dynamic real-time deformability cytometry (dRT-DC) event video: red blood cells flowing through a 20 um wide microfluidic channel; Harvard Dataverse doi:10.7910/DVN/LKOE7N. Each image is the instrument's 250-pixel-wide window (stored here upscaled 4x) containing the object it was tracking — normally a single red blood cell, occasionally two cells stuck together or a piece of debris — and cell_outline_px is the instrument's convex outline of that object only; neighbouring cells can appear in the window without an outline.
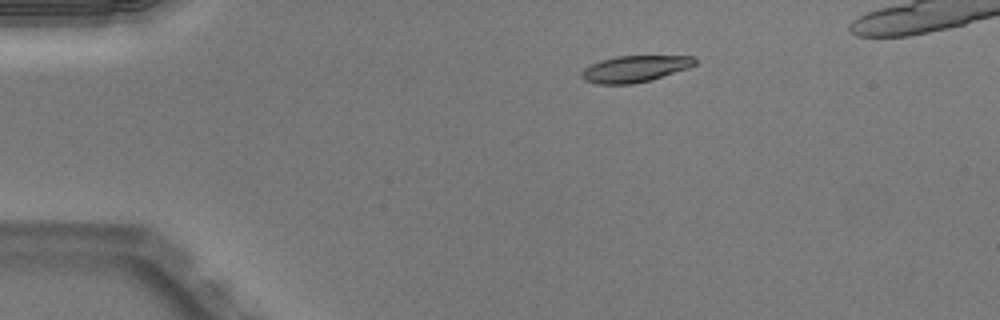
{"species": "Egyptian fruit bat (a non-hibernating species)", "species_latin": "Rousettus aegyptiacus", "temperature_condition": "warm", "stored_images_in_passage": 22, "camera_frame_rate_fps": 3000, "um_per_image_px": 0.085, "animal": {"sex": "male"}, "frame": {"image": 1, "passage_image": 2, "time_ms": 0.333, "image_size_px": [1000, 320], "cell_outline_px": [[696, 64], [688, 68], [648, 80], [632, 84], [596, 84], [584, 80], [580, 76], [580, 72], [584, 68], [600, 60], [616, 56], [692, 56], [696, 60]], "centroid_in_image_um": [53.9, 5.85], "position_along_channel_um": 31.1, "area_um2": 17.34}}
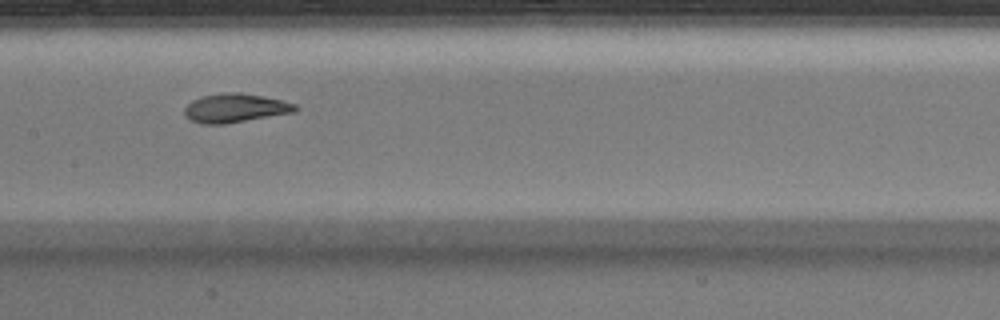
{"frame": {"image": 2, "passage_image": 18, "time_ms": 5.667, "image_size_px": [1000, 320], "cell_outline_px": [[300, 108], [296, 112], [224, 124], [200, 124], [188, 120], [184, 116], [184, 108], [192, 100], [200, 96], [224, 92], [240, 92], [280, 100], [296, 104]], "centroid_in_image_um": [19.95, 9.19], "position_along_channel_um": 187.4, "area_um2": 18.84}}
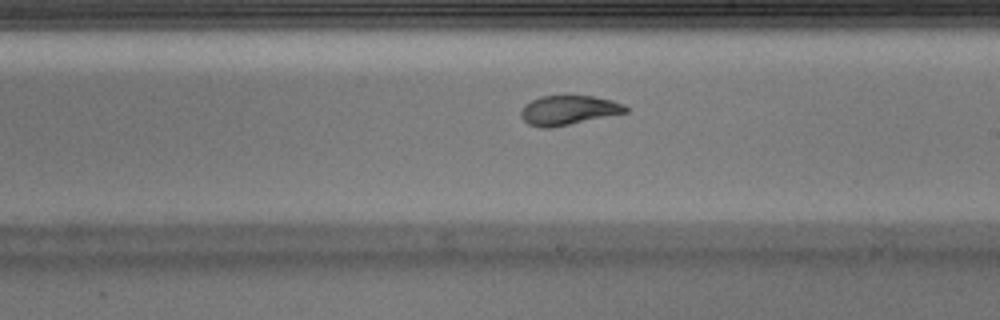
{"frame": {"image": 3, "passage_image": 22, "time_ms": 7.0, "image_size_px": [1000, 320], "cell_outline_px": [[628, 112], [552, 128], [540, 128], [528, 124], [520, 116], [520, 112], [524, 104], [540, 96], [592, 96], [612, 100], [624, 104], [628, 108]], "centroid_in_image_um": [48.3, 9.37], "position_along_channel_um": 240.7, "area_um2": 18.03}}